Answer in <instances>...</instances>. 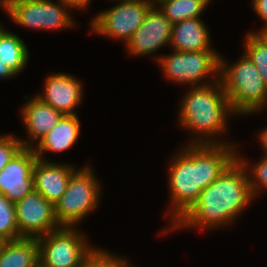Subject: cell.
<instances>
[{
	"label": "cell",
	"instance_id": "1",
	"mask_svg": "<svg viewBox=\"0 0 267 267\" xmlns=\"http://www.w3.org/2000/svg\"><path fill=\"white\" fill-rule=\"evenodd\" d=\"M236 147V149H235ZM237 146L229 144H189L172 157L169 164L171 226L166 234L196 203L200 193L237 158Z\"/></svg>",
	"mask_w": 267,
	"mask_h": 267
},
{
	"label": "cell",
	"instance_id": "2",
	"mask_svg": "<svg viewBox=\"0 0 267 267\" xmlns=\"http://www.w3.org/2000/svg\"><path fill=\"white\" fill-rule=\"evenodd\" d=\"M254 200L243 163L236 158L224 172L203 189L196 203L169 229H214L231 224Z\"/></svg>",
	"mask_w": 267,
	"mask_h": 267
},
{
	"label": "cell",
	"instance_id": "3",
	"mask_svg": "<svg viewBox=\"0 0 267 267\" xmlns=\"http://www.w3.org/2000/svg\"><path fill=\"white\" fill-rule=\"evenodd\" d=\"M179 110V125L192 131L193 135L195 132L196 136L199 135L194 136L189 144H229L215 138L227 131V120L235 115L219 80L205 86L190 87Z\"/></svg>",
	"mask_w": 267,
	"mask_h": 267
},
{
	"label": "cell",
	"instance_id": "4",
	"mask_svg": "<svg viewBox=\"0 0 267 267\" xmlns=\"http://www.w3.org/2000/svg\"><path fill=\"white\" fill-rule=\"evenodd\" d=\"M219 58V82L236 115H251L267 106V85L244 54L233 64Z\"/></svg>",
	"mask_w": 267,
	"mask_h": 267
},
{
	"label": "cell",
	"instance_id": "5",
	"mask_svg": "<svg viewBox=\"0 0 267 267\" xmlns=\"http://www.w3.org/2000/svg\"><path fill=\"white\" fill-rule=\"evenodd\" d=\"M90 165L75 171L62 197L54 205L60 226L76 227L89 213L98 208L102 189Z\"/></svg>",
	"mask_w": 267,
	"mask_h": 267
},
{
	"label": "cell",
	"instance_id": "6",
	"mask_svg": "<svg viewBox=\"0 0 267 267\" xmlns=\"http://www.w3.org/2000/svg\"><path fill=\"white\" fill-rule=\"evenodd\" d=\"M219 58L215 50L174 51L171 54L157 56L161 70L167 79L173 83L189 84L190 87L209 85L211 76L213 82L219 80ZM215 77V78H214Z\"/></svg>",
	"mask_w": 267,
	"mask_h": 267
},
{
	"label": "cell",
	"instance_id": "7",
	"mask_svg": "<svg viewBox=\"0 0 267 267\" xmlns=\"http://www.w3.org/2000/svg\"><path fill=\"white\" fill-rule=\"evenodd\" d=\"M36 239L39 262L46 267H79L92 248L86 236L76 227L61 226Z\"/></svg>",
	"mask_w": 267,
	"mask_h": 267
},
{
	"label": "cell",
	"instance_id": "8",
	"mask_svg": "<svg viewBox=\"0 0 267 267\" xmlns=\"http://www.w3.org/2000/svg\"><path fill=\"white\" fill-rule=\"evenodd\" d=\"M72 9L65 1L58 0H15L3 9L14 22L34 30H57L74 26L70 15Z\"/></svg>",
	"mask_w": 267,
	"mask_h": 267
},
{
	"label": "cell",
	"instance_id": "9",
	"mask_svg": "<svg viewBox=\"0 0 267 267\" xmlns=\"http://www.w3.org/2000/svg\"><path fill=\"white\" fill-rule=\"evenodd\" d=\"M112 1V0H110ZM119 3L98 13L90 22L91 31L125 43L144 22L154 0H117Z\"/></svg>",
	"mask_w": 267,
	"mask_h": 267
},
{
	"label": "cell",
	"instance_id": "10",
	"mask_svg": "<svg viewBox=\"0 0 267 267\" xmlns=\"http://www.w3.org/2000/svg\"><path fill=\"white\" fill-rule=\"evenodd\" d=\"M14 205L21 237L38 238L61 227L55 217L54 205L36 190Z\"/></svg>",
	"mask_w": 267,
	"mask_h": 267
},
{
	"label": "cell",
	"instance_id": "11",
	"mask_svg": "<svg viewBox=\"0 0 267 267\" xmlns=\"http://www.w3.org/2000/svg\"><path fill=\"white\" fill-rule=\"evenodd\" d=\"M37 160L33 148L22 147L0 171V194L15 204L32 192Z\"/></svg>",
	"mask_w": 267,
	"mask_h": 267
},
{
	"label": "cell",
	"instance_id": "12",
	"mask_svg": "<svg viewBox=\"0 0 267 267\" xmlns=\"http://www.w3.org/2000/svg\"><path fill=\"white\" fill-rule=\"evenodd\" d=\"M172 23L154 4L147 12L144 22L126 42L130 55L148 56L163 46L170 45Z\"/></svg>",
	"mask_w": 267,
	"mask_h": 267
},
{
	"label": "cell",
	"instance_id": "13",
	"mask_svg": "<svg viewBox=\"0 0 267 267\" xmlns=\"http://www.w3.org/2000/svg\"><path fill=\"white\" fill-rule=\"evenodd\" d=\"M42 94L36 96L63 115H76L75 108L82 103L83 86L70 74L54 73L46 77Z\"/></svg>",
	"mask_w": 267,
	"mask_h": 267
},
{
	"label": "cell",
	"instance_id": "14",
	"mask_svg": "<svg viewBox=\"0 0 267 267\" xmlns=\"http://www.w3.org/2000/svg\"><path fill=\"white\" fill-rule=\"evenodd\" d=\"M76 170L68 164L38 159L33 169L34 190L55 205L65 193L69 179Z\"/></svg>",
	"mask_w": 267,
	"mask_h": 267
},
{
	"label": "cell",
	"instance_id": "15",
	"mask_svg": "<svg viewBox=\"0 0 267 267\" xmlns=\"http://www.w3.org/2000/svg\"><path fill=\"white\" fill-rule=\"evenodd\" d=\"M21 118L29 136L27 140H20L23 147L32 148L44 137L60 120L63 114L50 105L44 103L37 96L32 97L22 106Z\"/></svg>",
	"mask_w": 267,
	"mask_h": 267
},
{
	"label": "cell",
	"instance_id": "16",
	"mask_svg": "<svg viewBox=\"0 0 267 267\" xmlns=\"http://www.w3.org/2000/svg\"><path fill=\"white\" fill-rule=\"evenodd\" d=\"M80 120L77 115H63L58 123L32 148L37 158L43 160L44 152H63L77 142L80 135Z\"/></svg>",
	"mask_w": 267,
	"mask_h": 267
},
{
	"label": "cell",
	"instance_id": "17",
	"mask_svg": "<svg viewBox=\"0 0 267 267\" xmlns=\"http://www.w3.org/2000/svg\"><path fill=\"white\" fill-rule=\"evenodd\" d=\"M209 31L200 17L172 24L170 46L173 51H203L211 48Z\"/></svg>",
	"mask_w": 267,
	"mask_h": 267
},
{
	"label": "cell",
	"instance_id": "18",
	"mask_svg": "<svg viewBox=\"0 0 267 267\" xmlns=\"http://www.w3.org/2000/svg\"><path fill=\"white\" fill-rule=\"evenodd\" d=\"M39 262L36 238L5 241L0 249V267H35Z\"/></svg>",
	"mask_w": 267,
	"mask_h": 267
},
{
	"label": "cell",
	"instance_id": "19",
	"mask_svg": "<svg viewBox=\"0 0 267 267\" xmlns=\"http://www.w3.org/2000/svg\"><path fill=\"white\" fill-rule=\"evenodd\" d=\"M28 56L25 42L18 35L3 27L0 30V63H4L17 75L27 65Z\"/></svg>",
	"mask_w": 267,
	"mask_h": 267
},
{
	"label": "cell",
	"instance_id": "20",
	"mask_svg": "<svg viewBox=\"0 0 267 267\" xmlns=\"http://www.w3.org/2000/svg\"><path fill=\"white\" fill-rule=\"evenodd\" d=\"M154 4L172 24L200 17L208 6L203 0H155Z\"/></svg>",
	"mask_w": 267,
	"mask_h": 267
},
{
	"label": "cell",
	"instance_id": "21",
	"mask_svg": "<svg viewBox=\"0 0 267 267\" xmlns=\"http://www.w3.org/2000/svg\"><path fill=\"white\" fill-rule=\"evenodd\" d=\"M245 54L255 65L263 82L267 85V45L254 33L248 32L244 39Z\"/></svg>",
	"mask_w": 267,
	"mask_h": 267
},
{
	"label": "cell",
	"instance_id": "22",
	"mask_svg": "<svg viewBox=\"0 0 267 267\" xmlns=\"http://www.w3.org/2000/svg\"><path fill=\"white\" fill-rule=\"evenodd\" d=\"M0 237L5 241L22 238L19 235L14 203L0 194Z\"/></svg>",
	"mask_w": 267,
	"mask_h": 267
},
{
	"label": "cell",
	"instance_id": "23",
	"mask_svg": "<svg viewBox=\"0 0 267 267\" xmlns=\"http://www.w3.org/2000/svg\"><path fill=\"white\" fill-rule=\"evenodd\" d=\"M237 158L243 163L247 170L250 191L255 199V197L262 192L261 190L267 188V157L262 156L261 160H259V162L257 161L255 164H251L252 166L249 165L248 160L246 161L245 158L240 157V154H237Z\"/></svg>",
	"mask_w": 267,
	"mask_h": 267
},
{
	"label": "cell",
	"instance_id": "24",
	"mask_svg": "<svg viewBox=\"0 0 267 267\" xmlns=\"http://www.w3.org/2000/svg\"><path fill=\"white\" fill-rule=\"evenodd\" d=\"M110 253L101 248H91L82 259L79 267H118L126 259Z\"/></svg>",
	"mask_w": 267,
	"mask_h": 267
},
{
	"label": "cell",
	"instance_id": "25",
	"mask_svg": "<svg viewBox=\"0 0 267 267\" xmlns=\"http://www.w3.org/2000/svg\"><path fill=\"white\" fill-rule=\"evenodd\" d=\"M20 138L15 135L0 136V171L9 163L12 157L23 147Z\"/></svg>",
	"mask_w": 267,
	"mask_h": 267
},
{
	"label": "cell",
	"instance_id": "26",
	"mask_svg": "<svg viewBox=\"0 0 267 267\" xmlns=\"http://www.w3.org/2000/svg\"><path fill=\"white\" fill-rule=\"evenodd\" d=\"M252 9L256 12V15L260 17L262 22L267 25V0H252Z\"/></svg>",
	"mask_w": 267,
	"mask_h": 267
},
{
	"label": "cell",
	"instance_id": "27",
	"mask_svg": "<svg viewBox=\"0 0 267 267\" xmlns=\"http://www.w3.org/2000/svg\"><path fill=\"white\" fill-rule=\"evenodd\" d=\"M65 1L72 9L76 10H85L88 7V4L91 0H63Z\"/></svg>",
	"mask_w": 267,
	"mask_h": 267
},
{
	"label": "cell",
	"instance_id": "28",
	"mask_svg": "<svg viewBox=\"0 0 267 267\" xmlns=\"http://www.w3.org/2000/svg\"><path fill=\"white\" fill-rule=\"evenodd\" d=\"M258 138L264 152V157H267V126L259 133Z\"/></svg>",
	"mask_w": 267,
	"mask_h": 267
},
{
	"label": "cell",
	"instance_id": "29",
	"mask_svg": "<svg viewBox=\"0 0 267 267\" xmlns=\"http://www.w3.org/2000/svg\"><path fill=\"white\" fill-rule=\"evenodd\" d=\"M15 74L4 63H0V80L14 77Z\"/></svg>",
	"mask_w": 267,
	"mask_h": 267
},
{
	"label": "cell",
	"instance_id": "30",
	"mask_svg": "<svg viewBox=\"0 0 267 267\" xmlns=\"http://www.w3.org/2000/svg\"><path fill=\"white\" fill-rule=\"evenodd\" d=\"M253 33L267 45V25L263 26V29L260 31H254Z\"/></svg>",
	"mask_w": 267,
	"mask_h": 267
},
{
	"label": "cell",
	"instance_id": "31",
	"mask_svg": "<svg viewBox=\"0 0 267 267\" xmlns=\"http://www.w3.org/2000/svg\"><path fill=\"white\" fill-rule=\"evenodd\" d=\"M15 0H0V6L2 8H4L6 5H8L9 3L13 2Z\"/></svg>",
	"mask_w": 267,
	"mask_h": 267
},
{
	"label": "cell",
	"instance_id": "32",
	"mask_svg": "<svg viewBox=\"0 0 267 267\" xmlns=\"http://www.w3.org/2000/svg\"><path fill=\"white\" fill-rule=\"evenodd\" d=\"M118 267H131V265H129L128 260H124Z\"/></svg>",
	"mask_w": 267,
	"mask_h": 267
},
{
	"label": "cell",
	"instance_id": "33",
	"mask_svg": "<svg viewBox=\"0 0 267 267\" xmlns=\"http://www.w3.org/2000/svg\"><path fill=\"white\" fill-rule=\"evenodd\" d=\"M35 267H46V266H44L41 262H38V263L35 265Z\"/></svg>",
	"mask_w": 267,
	"mask_h": 267
},
{
	"label": "cell",
	"instance_id": "34",
	"mask_svg": "<svg viewBox=\"0 0 267 267\" xmlns=\"http://www.w3.org/2000/svg\"><path fill=\"white\" fill-rule=\"evenodd\" d=\"M4 242H5V240H3V239L0 237V249H1V247H2V245H3Z\"/></svg>",
	"mask_w": 267,
	"mask_h": 267
},
{
	"label": "cell",
	"instance_id": "35",
	"mask_svg": "<svg viewBox=\"0 0 267 267\" xmlns=\"http://www.w3.org/2000/svg\"><path fill=\"white\" fill-rule=\"evenodd\" d=\"M207 5H209L211 0H203Z\"/></svg>",
	"mask_w": 267,
	"mask_h": 267
}]
</instances>
